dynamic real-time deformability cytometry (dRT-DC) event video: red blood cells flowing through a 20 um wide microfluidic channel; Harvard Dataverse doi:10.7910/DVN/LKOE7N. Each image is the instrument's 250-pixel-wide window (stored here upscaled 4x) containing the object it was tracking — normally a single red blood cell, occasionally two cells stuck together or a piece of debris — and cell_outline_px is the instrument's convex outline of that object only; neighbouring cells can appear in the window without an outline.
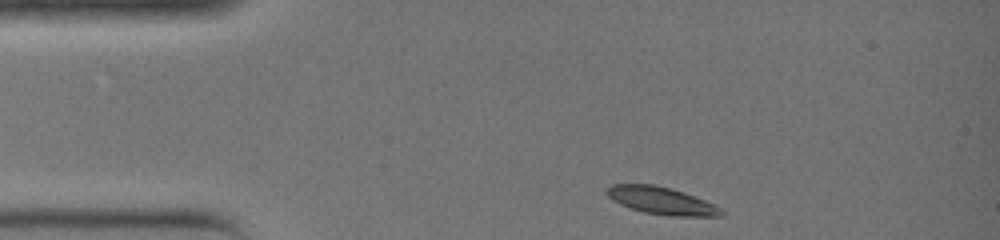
{"species": "common noctule bat (a hibernating species)", "species_latin": "Nyctalus noctula", "temperature_condition": "warm", "stored_images_in_passage": 7, "camera_frame_rate_fps": 3000, "um_per_image_px": 0.085, "animal": {"sex": "female", "body_mass_g": 19.0, "forearm_length_mm": 51.5}, "frame": {"image": 1, "passage_image": 1, "time_ms": 0.0, "image_size_px": [1000, 240], "cell_outline_px": [[724, 216], [668, 216], [644, 212], [620, 204], [612, 200], [604, 192], [612, 184], [656, 184], [672, 188], [684, 192], [704, 200], [720, 208], [724, 212]], "centroid_in_image_um": [56.21, 17.05], "position_along_channel_um": 28.8, "area_um2": 18.26}}
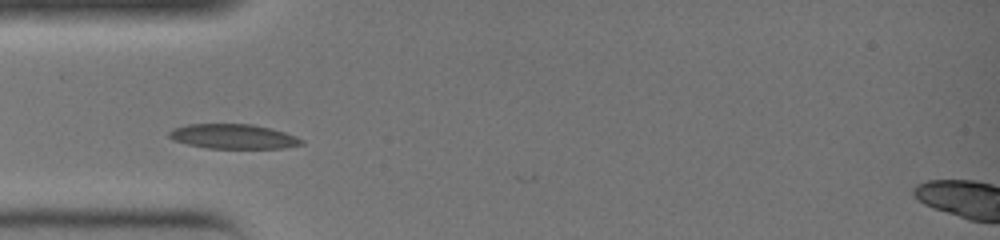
{"frame": {"image": 2, "passage_image": 6, "time_ms": 1.667, "image_size_px": [1000, 240], "cell_outline_px": [[304, 144], [284, 148], [208, 148], [188, 144], [172, 140], [168, 136], [168, 132], [172, 128], [188, 124], [252, 124], [284, 132], [296, 136], [304, 140]], "centroid_in_image_um": [19.81, 11.6], "position_along_channel_um": 65.2, "area_um2": 19.02}}